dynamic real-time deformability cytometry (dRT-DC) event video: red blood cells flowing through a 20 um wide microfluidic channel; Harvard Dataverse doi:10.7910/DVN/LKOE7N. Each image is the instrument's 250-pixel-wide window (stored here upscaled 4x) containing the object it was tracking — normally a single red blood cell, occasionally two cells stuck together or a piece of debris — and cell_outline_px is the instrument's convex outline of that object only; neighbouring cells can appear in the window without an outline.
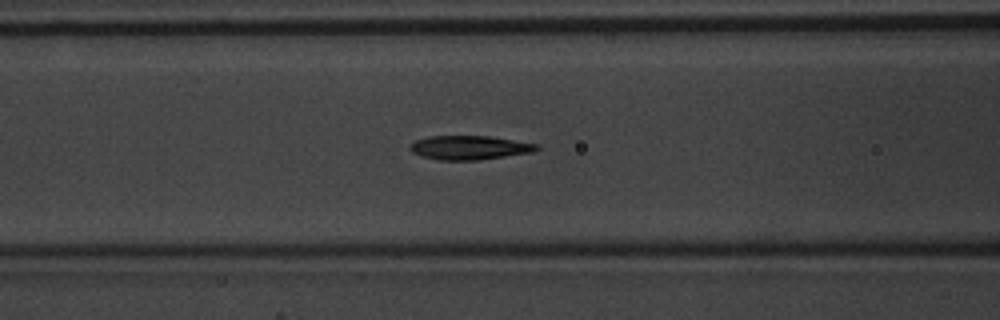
{"species": "common noctule bat (a hibernating species)", "species_latin": "Nyctalus noctula", "temperature_condition": "warm", "stored_images_in_passage": 28, "camera_frame_rate_fps": 3000, "um_per_image_px": 0.085, "animal": {"sex": "male", "body_mass_g": 20.1, "forearm_length_mm": 53.5}, "frame": {"image": 1, "passage_image": 9, "time_ms": 2.667, "image_size_px": [1000, 320], "cell_outline_px": [[540, 148], [532, 152], [480, 160], [440, 160], [420, 156], [412, 152], [408, 148], [416, 140], [428, 136], [488, 136], [540, 144]], "centroid_in_image_um": [39.91, 12.55], "position_along_channel_um": 126.7, "area_um2": 17.74}}